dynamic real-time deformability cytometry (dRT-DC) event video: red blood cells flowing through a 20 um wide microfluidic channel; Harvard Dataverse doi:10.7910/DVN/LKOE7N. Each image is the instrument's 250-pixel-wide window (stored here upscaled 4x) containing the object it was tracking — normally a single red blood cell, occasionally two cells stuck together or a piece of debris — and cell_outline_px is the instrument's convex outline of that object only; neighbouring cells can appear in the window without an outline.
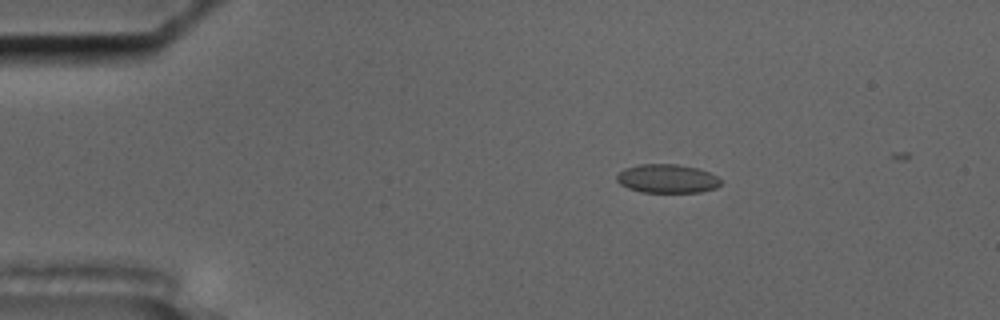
{"species": "common noctule bat (a hibernating species)", "species_latin": "Nyctalus noctula", "temperature_condition": "cold", "stored_images_in_passage": 17, "camera_frame_rate_fps": 3000, "um_per_image_px": 0.085, "animal": {"sex": "male", "body_mass_g": 17.5, "forearm_length_mm": 52.3}, "frame": {"image": 1, "passage_image": 10, "time_ms": 3.0, "image_size_px": [1000, 320], "cell_outline_px": [[724, 180], [716, 188], [700, 192], [640, 192], [628, 188], [620, 184], [616, 180], [616, 176], [624, 168], [640, 164], [676, 164], [696, 168], [708, 172]], "centroid_in_image_um": [56.71, 15.19], "position_along_channel_um": 28.3, "area_um2": 17.46}}